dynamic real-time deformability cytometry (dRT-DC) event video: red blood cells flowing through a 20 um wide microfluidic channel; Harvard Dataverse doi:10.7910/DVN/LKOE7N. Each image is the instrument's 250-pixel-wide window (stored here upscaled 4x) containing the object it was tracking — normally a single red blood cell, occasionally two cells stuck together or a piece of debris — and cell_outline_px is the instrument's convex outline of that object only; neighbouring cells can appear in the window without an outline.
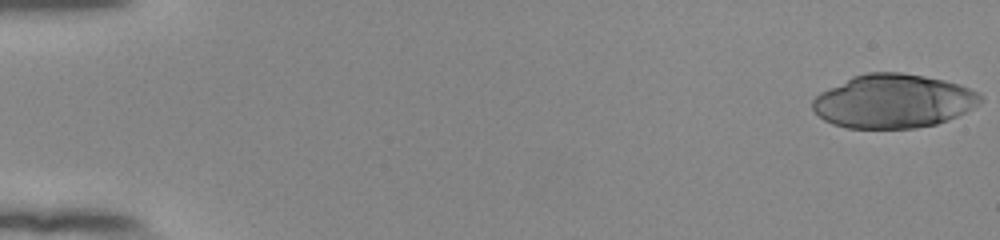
{"species": "human", "species_latin": "Homo sapiens", "temperature_condition": "room temperature", "stored_images_in_passage": 54, "camera_frame_rate_fps": 3000, "um_per_image_px": 0.085, "donor": {"sex": "female"}, "frame": {"image": 1, "passage_image": 1, "time_ms": 0.0, "image_size_px": [1000, 240], "cell_outline_px": [[984, 100], [980, 104], [948, 120], [936, 124], [916, 128], [848, 128], [832, 124], [824, 120], [812, 108], [812, 100], [820, 92], [852, 76], [868, 72], [900, 72], [924, 76], [944, 80], [960, 84], [980, 92], [984, 96]], "centroid_in_image_um": [75.96, 8.59], "position_along_channel_um": 9.0, "area_um2": 52.83}}
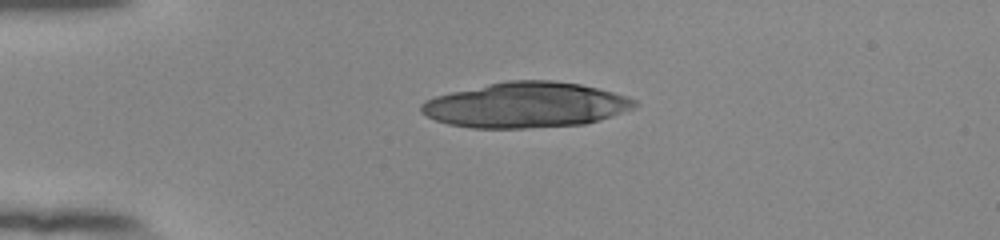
{"frame": {"image": 2, "passage_image": 14, "time_ms": 4.333, "image_size_px": [1000, 240], "cell_outline_px": [[640, 104], [636, 108], [600, 120], [584, 124], [524, 128], [472, 128], [448, 124], [436, 120], [420, 112], [420, 104], [424, 100], [436, 96], [452, 92], [488, 84], [508, 80], [552, 80], [580, 84], [600, 88], [628, 96], [636, 100]], "centroid_in_image_um": [44.75, 8.92], "position_along_channel_um": 40.3, "area_um2": 56.64}}